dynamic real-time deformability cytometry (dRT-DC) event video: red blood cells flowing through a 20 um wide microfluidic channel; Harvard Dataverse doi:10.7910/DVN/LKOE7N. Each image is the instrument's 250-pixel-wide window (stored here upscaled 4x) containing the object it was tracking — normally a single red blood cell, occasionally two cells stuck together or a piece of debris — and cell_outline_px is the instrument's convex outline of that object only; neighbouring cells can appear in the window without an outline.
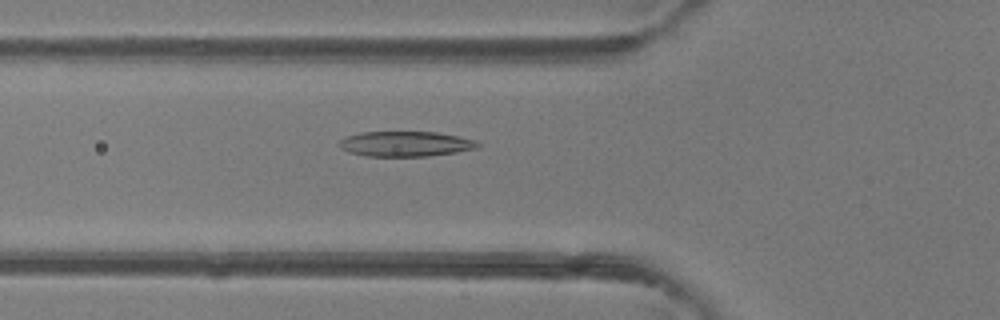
{"species": "common noctule bat (a hibernating species)", "species_latin": "Nyctalus noctula", "temperature_condition": "room temperature", "stored_images_in_passage": 47, "camera_frame_rate_fps": 3000, "um_per_image_px": 0.085, "animal": {"sex": "female"}, "frame": {"image": 1, "passage_image": 17, "time_ms": 5.333, "image_size_px": [1000, 320], "cell_outline_px": [[480, 144], [476, 148], [456, 152], [428, 156], [364, 156], [348, 152], [340, 148], [336, 144], [340, 140], [348, 136], [360, 132], [436, 132], [476, 140]], "centroid_in_image_um": [34.42, 12.23], "position_along_channel_um": 91.4, "area_um2": 20.29}}
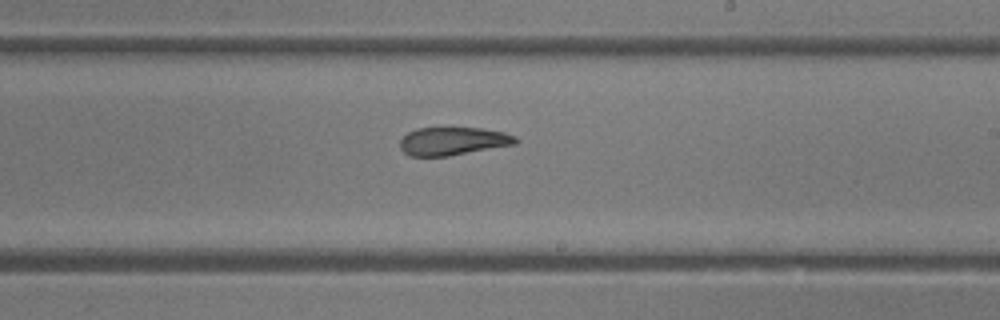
{"frame": {"image": 2, "passage_image": 28, "time_ms": 9.0, "image_size_px": [1000, 320], "cell_outline_px": [[520, 140], [516, 144], [448, 156], [408, 156], [400, 148], [400, 140], [408, 132], [416, 128], [480, 128], [504, 132], [516, 136]], "centroid_in_image_um": [38.51, 12.0], "position_along_channel_um": 250.5, "area_um2": 18.96}}
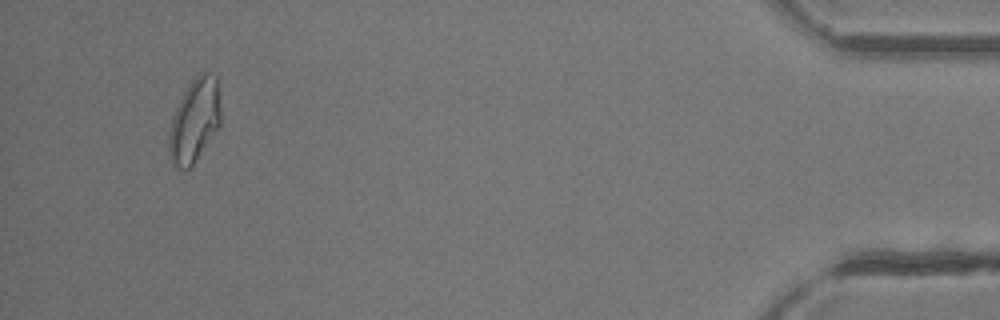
{"frame": {"image": 3, "passage_image": 45, "time_ms": 14.667, "image_size_px": [1000, 320], "cell_outline_px": [[220, 124], [188, 172], [184, 172], [176, 168], [172, 164], [168, 148], [168, 132], [172, 116], [188, 84], [200, 72], [208, 72], [216, 76], [220, 108]], "centroid_in_image_um": [16.5, 10.29], "position_along_channel_um": 418.7, "area_um2": 25.32}, "authors_computed_cell_mechanics": {"area_um2": 21.675, "velocity_mm_per_s": 4.3281, "shape_relaxation_time_tau1_ms": 9.6593, "shape_relaxation_time_tau2_ms": 1.6082, "deformation_change_tau1": 0.2759, "deformation_change_tau2": 0.0848}}